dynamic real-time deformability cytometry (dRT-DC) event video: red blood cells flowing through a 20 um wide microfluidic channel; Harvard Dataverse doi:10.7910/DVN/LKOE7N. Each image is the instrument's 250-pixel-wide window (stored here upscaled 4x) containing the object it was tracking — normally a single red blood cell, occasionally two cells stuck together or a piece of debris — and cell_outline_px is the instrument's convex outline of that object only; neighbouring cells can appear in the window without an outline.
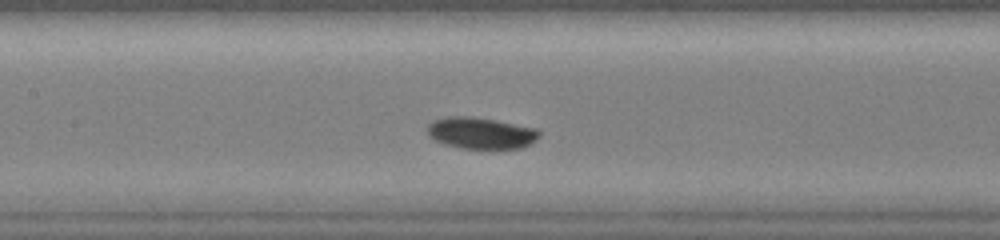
{"species": "common noctule bat (a hibernating species)", "species_latin": "Nyctalus noctula", "temperature_condition": "warm", "stored_images_in_passage": 12, "camera_frame_rate_fps": 3000, "um_per_image_px": 0.085, "animal": {"sex": "female", "body_mass_g": 19.0, "forearm_length_mm": 51.5}, "frame": {"image": 1, "passage_image": 9, "time_ms": 2.667, "image_size_px": [1000, 240], "cell_outline_px": [[540, 136], [536, 140], [520, 148], [460, 148], [444, 144], [428, 136], [428, 124], [436, 120], [448, 116], [472, 116], [496, 120], [536, 128], [540, 132]], "centroid_in_image_um": [40.88, 11.3], "position_along_channel_um": 166.5, "area_um2": 20.4}}